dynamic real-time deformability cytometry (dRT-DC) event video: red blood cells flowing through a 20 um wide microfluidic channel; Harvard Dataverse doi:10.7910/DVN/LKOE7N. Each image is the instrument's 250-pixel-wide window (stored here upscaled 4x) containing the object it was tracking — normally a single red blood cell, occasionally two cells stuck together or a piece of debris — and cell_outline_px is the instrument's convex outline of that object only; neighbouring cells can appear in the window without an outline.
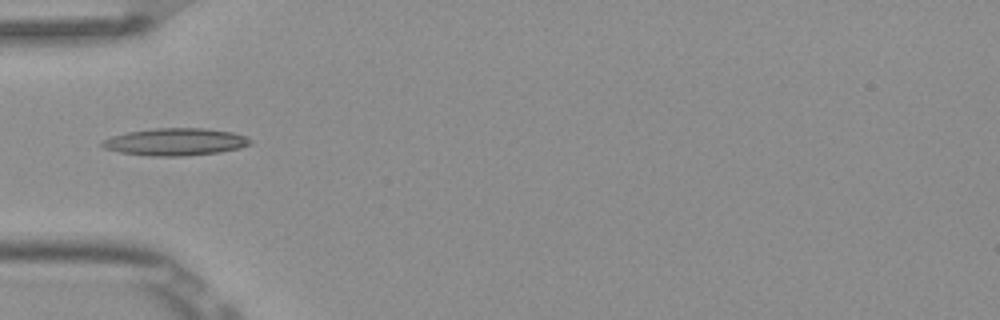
{"species": "Egyptian fruit bat (a non-hibernating species)", "species_latin": "Rousettus aegyptiacus", "temperature_condition": "room temperature", "stored_images_in_passage": 4, "camera_frame_rate_fps": 3000, "um_per_image_px": 0.085, "frame": {"image": 1, "passage_image": 3, "time_ms": 0.667, "image_size_px": [1000, 320], "cell_outline_px": [[252, 144], [240, 148], [220, 152], [184, 156], [152, 156], [120, 152], [104, 148], [100, 144], [104, 140], [112, 136], [128, 132], [152, 128], [204, 128], [232, 132], [244, 136], [252, 140]], "centroid_in_image_um": [14.93, 12.06], "position_along_channel_um": 70.1, "area_um2": 23.52}}
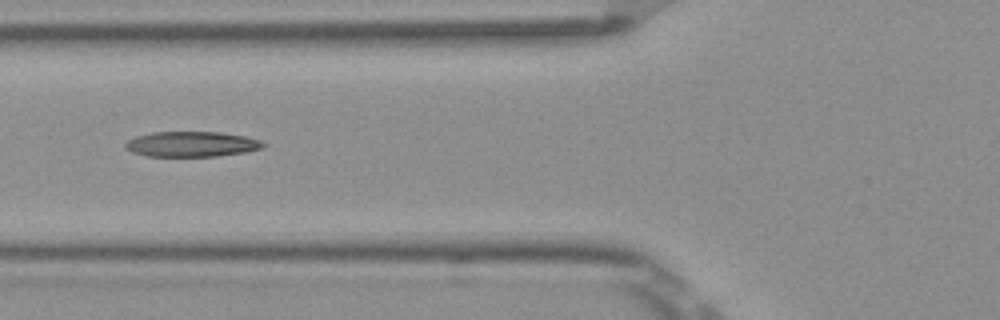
{"frame": {"image": 2, "passage_image": 4, "time_ms": 1.0, "image_size_px": [1000, 320], "cell_outline_px": [[264, 144], [260, 148], [244, 152], [216, 156], [148, 156], [132, 152], [124, 148], [124, 144], [128, 140], [136, 136], [152, 132], [220, 132], [244, 136], [260, 140]], "centroid_in_image_um": [16.23, 12.25], "position_along_channel_um": 109.6, "area_um2": 20.11}}